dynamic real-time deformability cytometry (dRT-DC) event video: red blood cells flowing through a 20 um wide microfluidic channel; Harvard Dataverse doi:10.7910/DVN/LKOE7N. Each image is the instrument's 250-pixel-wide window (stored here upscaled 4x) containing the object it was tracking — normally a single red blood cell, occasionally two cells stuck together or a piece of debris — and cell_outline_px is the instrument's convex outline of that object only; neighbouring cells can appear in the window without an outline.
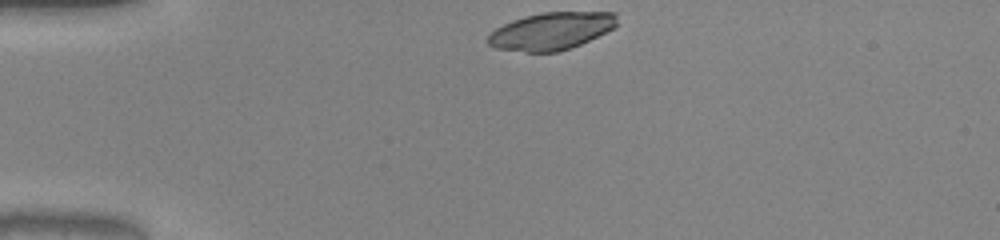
{"species": "common noctule bat (a hibernating species)", "species_latin": "Nyctalus noctula", "temperature_condition": "warm", "stored_images_in_passage": 31, "camera_frame_rate_fps": 3000, "um_per_image_px": 0.085, "animal": {"sex": "male", "body_mass_g": 20.0, "forearm_length_mm": 53.3}, "frame": {"image": 1, "passage_image": 1, "time_ms": 0.0, "image_size_px": [1000, 240], "cell_outline_px": [[620, 24], [572, 48], [556, 52], [524, 52], [496, 48], [488, 44], [484, 40], [496, 28], [512, 20], [524, 16], [540, 12], [616, 12]], "centroid_in_image_um": [46.85, 2.63], "position_along_channel_um": 38.1, "area_um2": 28.26}}
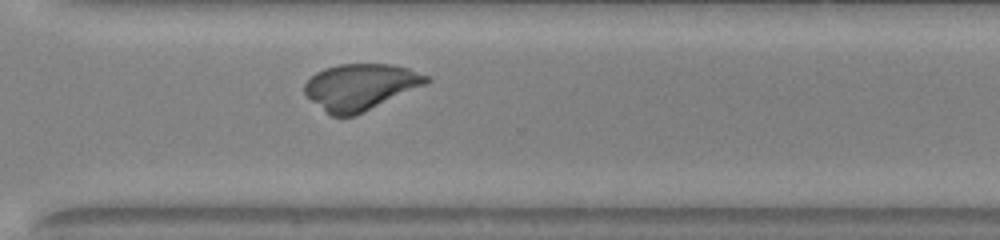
{"frame": {"image": 2, "passage_image": 27, "time_ms": 8.667, "image_size_px": [1000, 240], "cell_outline_px": [[432, 80], [428, 84], [352, 116], [332, 116], [312, 100], [304, 92], [304, 84], [316, 72], [324, 68], [340, 64], [392, 64], [408, 68], [428, 76]], "centroid_in_image_um": [30.67, 7.36], "position_along_channel_um": 339.9, "area_um2": 32.43}}